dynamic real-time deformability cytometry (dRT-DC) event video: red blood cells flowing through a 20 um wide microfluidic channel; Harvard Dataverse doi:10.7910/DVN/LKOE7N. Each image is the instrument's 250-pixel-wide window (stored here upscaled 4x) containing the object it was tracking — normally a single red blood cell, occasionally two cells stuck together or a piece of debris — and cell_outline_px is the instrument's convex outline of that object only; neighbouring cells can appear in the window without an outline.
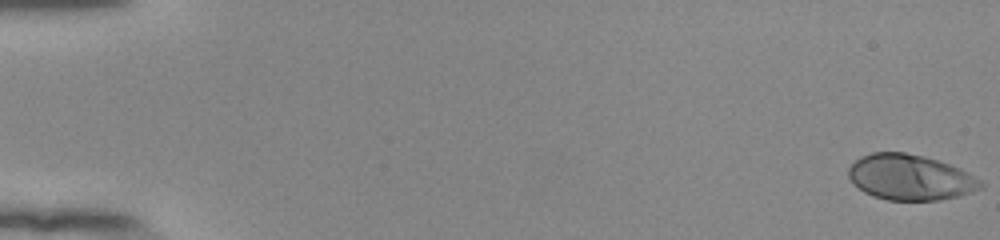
{"species": "human", "species_latin": "Homo sapiens", "temperature_condition": "room temperature", "stored_images_in_passage": 54, "camera_frame_rate_fps": 3000, "um_per_image_px": 0.085, "donor": {"sex": "female"}, "frame": {"image": 1, "passage_image": 1, "time_ms": 0.0, "image_size_px": [1000, 240], "cell_outline_px": [[984, 188], [960, 196], [940, 200], [888, 200], [872, 196], [864, 192], [852, 184], [848, 176], [848, 168], [860, 156], [872, 152], [904, 152], [924, 156], [960, 168], [968, 172], [980, 180], [984, 184]], "centroid_in_image_um": [77.36, 15.08], "position_along_channel_um": 7.6, "area_um2": 35.37}}
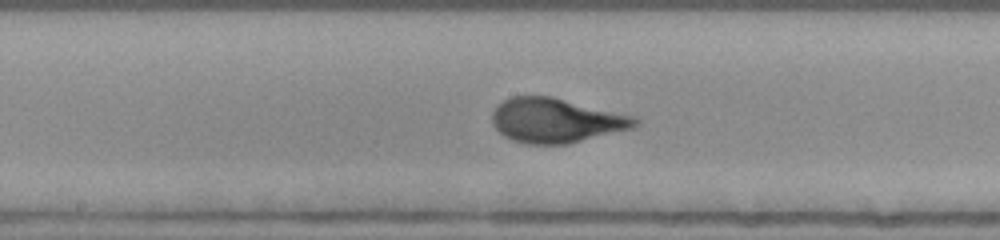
{"frame": {"image": 2, "passage_image": 30, "time_ms": 9.667, "image_size_px": [1000, 240], "cell_outline_px": [[640, 124], [636, 128], [568, 144], [528, 144], [512, 140], [504, 136], [492, 124], [492, 112], [504, 100], [512, 96], [552, 96], [636, 116], [640, 120]], "centroid_in_image_um": [47.33, 10.24], "position_along_channel_um": 200.9, "area_um2": 37.4}}
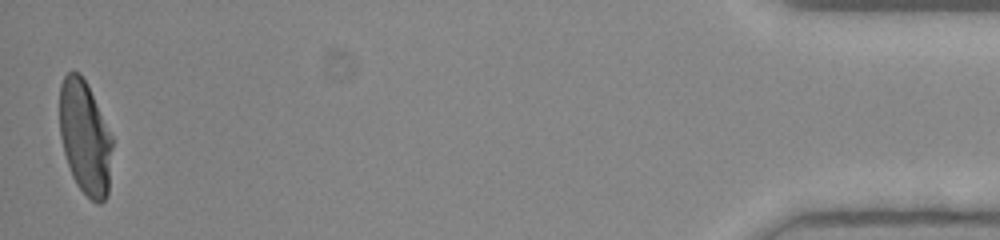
{"frame": {"image": 3, "passage_image": 54, "time_ms": 17.667, "image_size_px": [1000, 240], "cell_outline_px": [[112, 148], [108, 196], [100, 204], [96, 204], [76, 184], [72, 176], [64, 152], [60, 136], [60, 84], [64, 76], [72, 68], [80, 72], [112, 136]], "centroid_in_image_um": [7.22, 11.7], "position_along_channel_um": 428.0, "area_um2": 34.74}, "authors_computed_cell_mechanics": {"area_um2": 35.547, "velocity_mm_per_s": 3.8863, "shape_relaxation_time_tau1_ms": 3.8283, "shape_relaxation_time_tau2_ms": null, "deformation_change_tau1": 0.2094, "deformation_change_tau2": null}}